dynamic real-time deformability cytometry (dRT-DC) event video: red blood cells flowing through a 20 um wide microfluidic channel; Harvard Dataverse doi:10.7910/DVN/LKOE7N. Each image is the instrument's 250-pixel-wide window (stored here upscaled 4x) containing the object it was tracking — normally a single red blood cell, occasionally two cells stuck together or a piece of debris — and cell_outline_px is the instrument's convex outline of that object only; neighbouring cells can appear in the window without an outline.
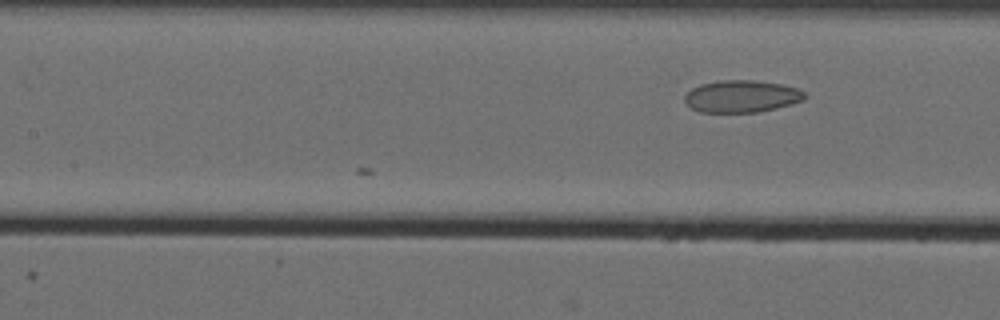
{"species": "Egyptian fruit bat (a non-hibernating species)", "species_latin": "Rousettus aegyptiacus", "temperature_condition": "cold", "stored_images_in_passage": 10, "camera_frame_rate_fps": 3000, "um_per_image_px": 0.085, "animal": {"sex": "female"}, "frame": {"image": 1, "passage_image": 10, "time_ms": 3.0, "image_size_px": [1000, 320], "cell_outline_px": [[804, 100], [792, 104], [760, 112], [700, 112], [692, 108], [684, 100], [684, 96], [692, 88], [700, 84], [720, 80], [752, 80], [780, 84], [796, 88], [804, 92]], "centroid_in_image_um": [63.02, 8.19], "position_along_channel_um": 144.4, "area_um2": 22.37}}